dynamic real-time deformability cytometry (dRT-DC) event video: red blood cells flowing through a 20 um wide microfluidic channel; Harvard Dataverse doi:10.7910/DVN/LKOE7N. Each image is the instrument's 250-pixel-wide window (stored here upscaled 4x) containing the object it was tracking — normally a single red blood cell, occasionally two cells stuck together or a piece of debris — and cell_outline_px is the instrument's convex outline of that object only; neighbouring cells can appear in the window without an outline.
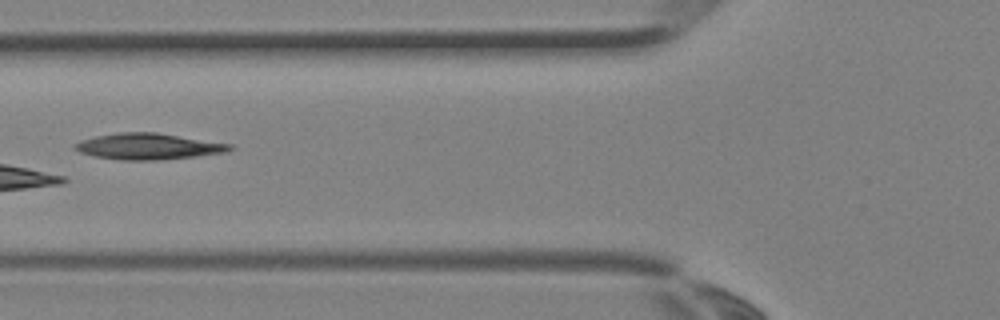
{"species": "Egyptian fruit bat (a non-hibernating species)", "species_latin": "Rousettus aegyptiacus", "temperature_condition": "room temperature", "stored_images_in_passage": 4, "camera_frame_rate_fps": 3000, "um_per_image_px": 0.085, "animal": {"sex": "female"}, "frame": {"image": 1, "passage_image": 4, "time_ms": 1.0, "image_size_px": [1000, 320], "cell_outline_px": [[236, 148], [224, 152], [196, 156], [156, 160], [124, 160], [96, 156], [80, 152], [72, 148], [72, 144], [80, 140], [96, 136], [120, 132], [156, 132], [232, 144]], "centroid_in_image_um": [12.59, 12.43], "position_along_channel_um": 113.2, "area_um2": 23.52}}